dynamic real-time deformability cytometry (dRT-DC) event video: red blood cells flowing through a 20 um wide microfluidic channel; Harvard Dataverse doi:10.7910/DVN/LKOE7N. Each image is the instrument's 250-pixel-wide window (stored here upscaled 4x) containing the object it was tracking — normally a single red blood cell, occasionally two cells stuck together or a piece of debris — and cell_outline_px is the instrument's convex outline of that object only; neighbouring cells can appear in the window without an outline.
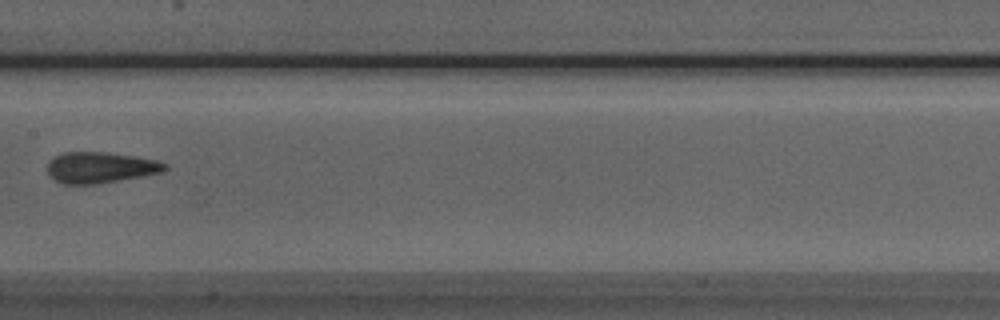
{"species": "Egyptian fruit bat (a non-hibernating species)", "species_latin": "Rousettus aegyptiacus", "temperature_condition": "room temperature", "stored_images_in_passage": 9, "camera_frame_rate_fps": 3000, "um_per_image_px": 0.085, "animal": {"sex": "male"}, "frame": {"image": 1, "passage_image": 7, "time_ms": 8.0, "image_size_px": [1000, 320], "cell_outline_px": [[168, 168], [164, 172], [144, 176], [96, 184], [64, 184], [56, 180], [48, 172], [48, 160], [64, 152], [108, 152], [156, 160], [168, 164]], "centroid_in_image_um": [8.57, 14.24], "position_along_channel_um": 198.8, "area_um2": 21.21}}
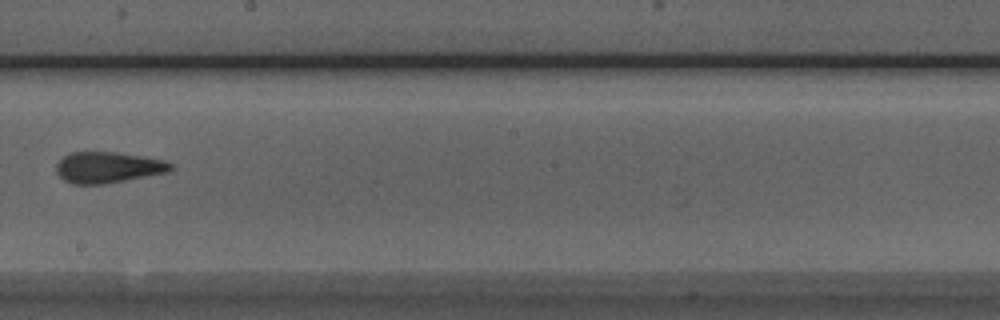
{"frame": {"image": 2, "passage_image": 8, "time_ms": 9.0, "image_size_px": [1000, 320], "cell_outline_px": [[176, 168], [168, 172], [108, 184], [72, 184], [64, 180], [56, 172], [56, 164], [64, 156], [72, 152], [116, 152], [164, 160], [176, 164]], "centroid_in_image_um": [9.22, 14.24], "position_along_channel_um": 239.0, "area_um2": 20.92}}
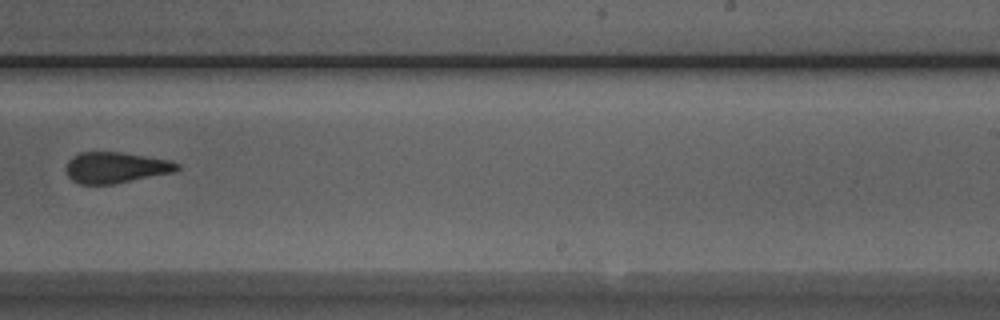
{"frame": {"image": 3, "passage_image": 9, "time_ms": 10.0, "image_size_px": [1000, 320], "cell_outline_px": [[180, 168], [176, 172], [112, 184], [80, 184], [72, 180], [68, 176], [64, 168], [68, 160], [72, 156], [80, 152], [120, 152], [168, 160], [180, 164]], "centroid_in_image_um": [9.81, 14.24], "position_along_channel_um": 279.2, "area_um2": 20.11}}